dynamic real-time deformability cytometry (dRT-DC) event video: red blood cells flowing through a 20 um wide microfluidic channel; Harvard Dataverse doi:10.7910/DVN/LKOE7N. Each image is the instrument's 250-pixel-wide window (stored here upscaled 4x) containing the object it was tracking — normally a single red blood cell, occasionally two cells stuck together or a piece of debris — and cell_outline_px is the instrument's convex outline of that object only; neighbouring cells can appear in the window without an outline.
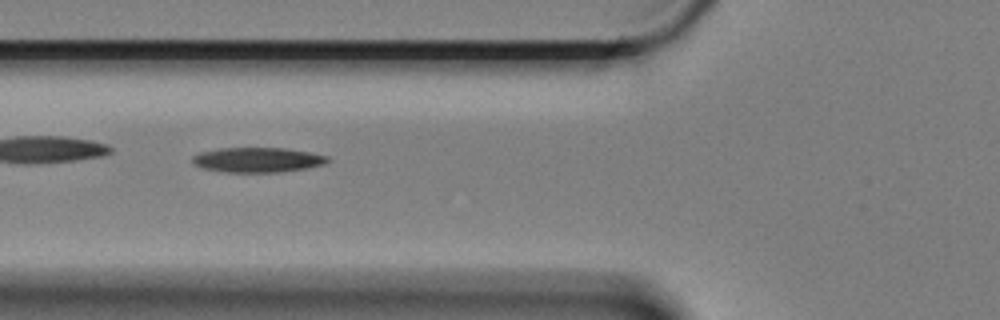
{"species": "Egyptian fruit bat (a non-hibernating species)", "species_latin": "Rousettus aegyptiacus", "temperature_condition": "cold", "stored_images_in_passage": 41, "camera_frame_rate_fps": 3000, "um_per_image_px": 0.085, "animal": {"sex": "female"}, "frame": {"image": 1, "passage_image": 7, "time_ms": 2.0, "image_size_px": [1000, 320], "cell_outline_px": [[332, 160], [324, 164], [304, 168], [280, 172], [224, 172], [204, 168], [196, 164], [192, 160], [192, 156], [200, 152], [220, 148], [284, 148], [308, 152], [328, 156]], "centroid_in_image_um": [21.91, 13.58], "position_along_channel_um": 103.9, "area_um2": 19.42}}
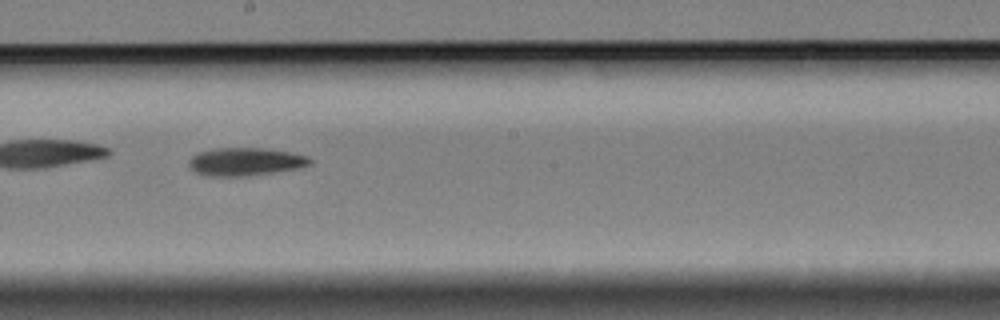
{"frame": {"image": 2, "passage_image": 18, "time_ms": 5.667, "image_size_px": [1000, 320], "cell_outline_px": [[312, 164], [300, 168], [244, 176], [208, 176], [196, 172], [188, 164], [188, 160], [192, 156], [200, 152], [216, 148], [264, 148], [288, 152], [308, 156], [312, 160]], "centroid_in_image_um": [20.87, 13.74], "position_along_channel_um": 227.3, "area_um2": 19.59}}